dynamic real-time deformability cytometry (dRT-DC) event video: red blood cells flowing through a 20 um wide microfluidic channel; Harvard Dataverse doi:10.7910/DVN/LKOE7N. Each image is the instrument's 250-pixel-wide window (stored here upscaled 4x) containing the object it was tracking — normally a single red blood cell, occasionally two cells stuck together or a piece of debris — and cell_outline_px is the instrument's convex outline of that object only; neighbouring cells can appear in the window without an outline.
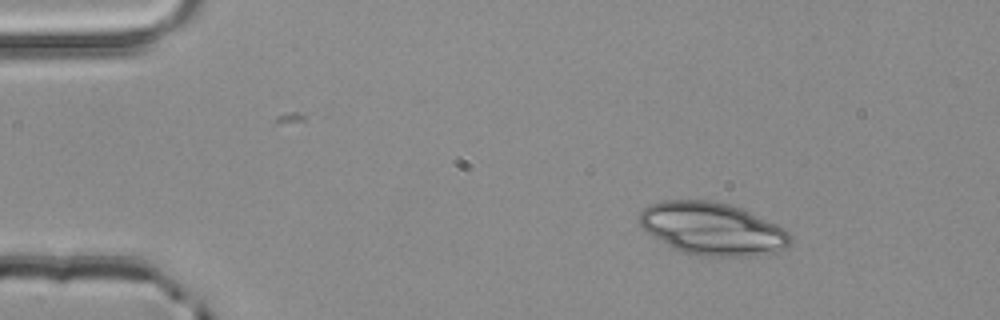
{"species": "common noctule bat (a hibernating species)", "species_latin": "Nyctalus noctula", "temperature_condition": "room temperature", "stored_images_in_passage": 3, "camera_frame_rate_fps": 3000, "um_per_image_px": 0.085, "animal": {"sex": "male", "body_mass_g": 20.4}, "frame": {"image": 1, "passage_image": 1, "time_ms": 0.0, "image_size_px": [1000, 320], "cell_outline_px": [[792, 240], [788, 248], [776, 252], [752, 256], [700, 256], [680, 252], [672, 248], [652, 236], [640, 224], [640, 212], [648, 204], [664, 200], [708, 200], [728, 204], [740, 208], [776, 224], [784, 228], [792, 236]], "centroid_in_image_um": [60.56, 19.46], "position_along_channel_um": 24.4, "area_um2": 46.36}}